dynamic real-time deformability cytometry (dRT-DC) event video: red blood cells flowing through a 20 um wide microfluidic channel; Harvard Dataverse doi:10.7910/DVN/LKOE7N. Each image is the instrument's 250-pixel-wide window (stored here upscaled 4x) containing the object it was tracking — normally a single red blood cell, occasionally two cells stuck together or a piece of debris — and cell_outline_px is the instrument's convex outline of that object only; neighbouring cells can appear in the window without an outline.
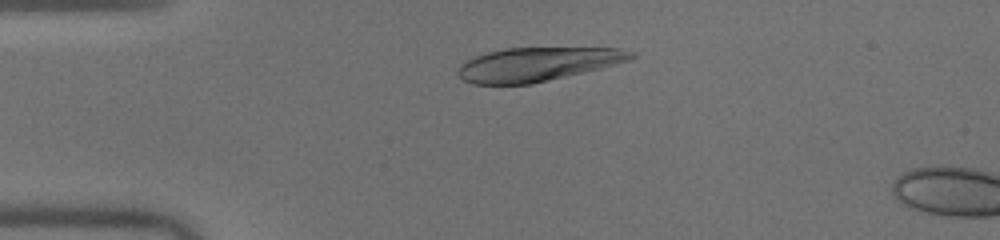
{"species": "human", "species_latin": "Homo sapiens", "temperature_condition": "warm", "stored_images_in_passage": 13, "camera_frame_rate_fps": 3000, "um_per_image_px": 0.085, "donor": {"sex": "male"}, "frame": {"image": 1, "passage_image": 10, "time_ms": 3.0, "image_size_px": [1000, 240], "cell_outline_px": [[636, 56], [628, 60], [600, 68], [532, 84], [472, 84], [464, 80], [456, 72], [460, 64], [476, 56], [488, 52], [504, 48], [620, 48], [636, 52]], "centroid_in_image_um": [45.67, 5.46], "position_along_channel_um": 39.3, "area_um2": 33.81}}